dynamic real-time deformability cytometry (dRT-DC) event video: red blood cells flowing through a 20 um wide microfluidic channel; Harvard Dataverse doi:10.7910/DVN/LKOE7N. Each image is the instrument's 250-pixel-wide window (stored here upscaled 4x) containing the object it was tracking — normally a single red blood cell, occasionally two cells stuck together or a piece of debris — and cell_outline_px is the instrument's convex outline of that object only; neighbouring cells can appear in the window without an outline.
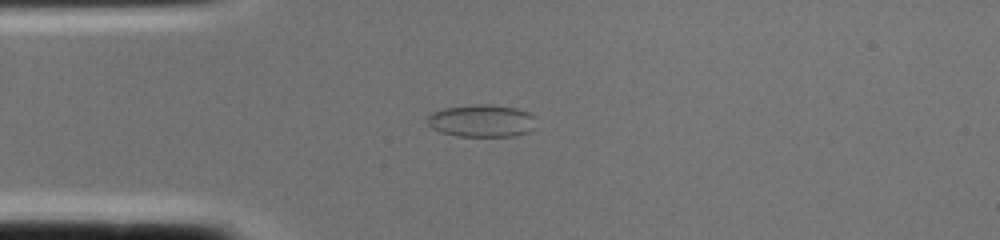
{"species": "common noctule bat (a hibernating species)", "species_latin": "Nyctalus noctula", "temperature_condition": "cold", "stored_images_in_passage": 1, "camera_frame_rate_fps": 3000, "um_per_image_px": 0.085, "animal": {"sex": "female", "body_mass_g": 22.0, "forearm_length_mm": 56.7}, "frame": {"image": 1, "passage_image": 1, "time_ms": 0.0, "image_size_px": [1000, 240], "cell_outline_px": [[536, 116], [532, 128], [528, 132], [512, 136], [456, 136], [440, 132], [432, 128], [428, 124], [428, 116], [432, 112], [444, 108], [472, 104], [488, 104], [516, 108], [528, 112]], "centroid_in_image_um": [40.93, 10.26], "position_along_channel_um": 44.1, "area_um2": 20.58}}